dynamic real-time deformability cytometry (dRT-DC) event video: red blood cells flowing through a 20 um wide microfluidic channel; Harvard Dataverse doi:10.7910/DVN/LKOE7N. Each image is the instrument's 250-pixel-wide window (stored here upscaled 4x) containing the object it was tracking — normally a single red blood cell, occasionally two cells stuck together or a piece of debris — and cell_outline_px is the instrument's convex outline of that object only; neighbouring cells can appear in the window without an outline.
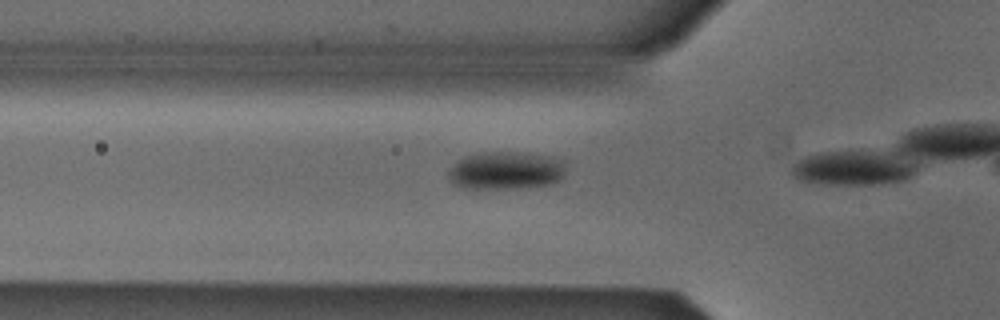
{"species": "Egyptian fruit bat (a non-hibernating species)", "species_latin": "Rousettus aegyptiacus", "temperature_condition": "cold", "stored_images_in_passage": 14, "camera_frame_rate_fps": 3000, "um_per_image_px": 0.085, "animal": {"sex": "male"}, "frame": {"image": 1, "passage_image": 12, "time_ms": 3.667, "image_size_px": [1000, 320], "cell_outline_px": [[564, 176], [560, 180], [552, 184], [528, 188], [460, 188], [448, 180], [448, 172], [464, 156], [484, 152], [512, 152], [548, 156], [556, 160], [564, 168]], "centroid_in_image_um": [42.96, 14.52], "position_along_channel_um": 82.8, "area_um2": 25.61}}